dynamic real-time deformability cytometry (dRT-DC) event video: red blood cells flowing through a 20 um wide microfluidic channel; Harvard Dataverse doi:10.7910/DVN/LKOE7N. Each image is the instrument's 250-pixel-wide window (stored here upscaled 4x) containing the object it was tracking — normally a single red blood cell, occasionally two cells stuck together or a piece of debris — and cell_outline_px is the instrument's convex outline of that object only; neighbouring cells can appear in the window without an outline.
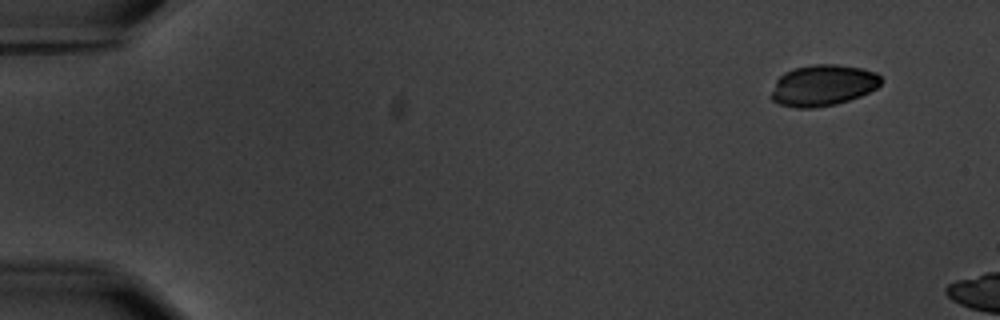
{"species": "common noctule bat (a hibernating species)", "species_latin": "Nyctalus noctula", "temperature_condition": "warm", "stored_images_in_passage": 6, "segment_of_instrument_passage": [2, 2], "camera_frame_rate_fps": 3000, "um_per_image_px": 0.085, "animal": {"sex": "male", "body_mass_g": 20.1, "forearm_length_mm": 53.5}, "frame": {"image": 1, "passage_image": 6, "time_ms": 6.667, "image_size_px": [1000, 320], "cell_outline_px": [[880, 84], [876, 88], [860, 96], [836, 104], [812, 108], [796, 108], [780, 104], [772, 100], [772, 92], [776, 80], [784, 72], [792, 68], [812, 64], [836, 64], [864, 68], [876, 72], [880, 76]], "centroid_in_image_um": [69.94, 7.24], "position_along_channel_um": 15.1, "area_um2": 26.36}}